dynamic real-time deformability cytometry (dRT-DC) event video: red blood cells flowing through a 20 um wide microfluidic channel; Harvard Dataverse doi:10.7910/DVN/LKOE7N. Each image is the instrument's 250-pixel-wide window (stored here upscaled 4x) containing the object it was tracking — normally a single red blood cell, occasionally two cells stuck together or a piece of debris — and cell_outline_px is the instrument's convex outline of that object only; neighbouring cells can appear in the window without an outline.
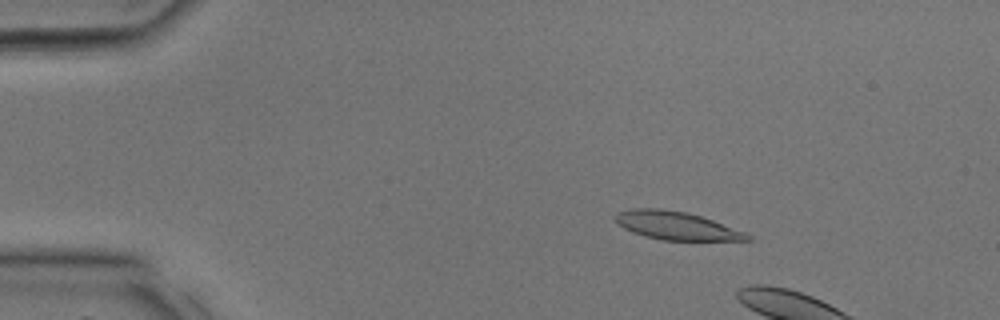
{"species": "common noctule bat (a hibernating species)", "species_latin": "Nyctalus noctula", "temperature_condition": "room temperature", "stored_images_in_passage": 8, "camera_frame_rate_fps": 3000, "um_per_image_px": 0.085, "animal": {"sex": "male", "body_mass_g": 17.9, "forearm_length_mm": 54.2}, "frame": {"image": 1, "passage_image": 6, "time_ms": 1.667, "image_size_px": [1000, 320], "cell_outline_px": [[752, 240], [664, 240], [644, 236], [632, 232], [624, 228], [616, 220], [616, 216], [620, 212], [632, 208], [660, 208], [688, 212], [712, 220], [744, 232], [752, 236]], "centroid_in_image_um": [57.5, 19.18], "position_along_channel_um": 27.5, "area_um2": 21.33}}